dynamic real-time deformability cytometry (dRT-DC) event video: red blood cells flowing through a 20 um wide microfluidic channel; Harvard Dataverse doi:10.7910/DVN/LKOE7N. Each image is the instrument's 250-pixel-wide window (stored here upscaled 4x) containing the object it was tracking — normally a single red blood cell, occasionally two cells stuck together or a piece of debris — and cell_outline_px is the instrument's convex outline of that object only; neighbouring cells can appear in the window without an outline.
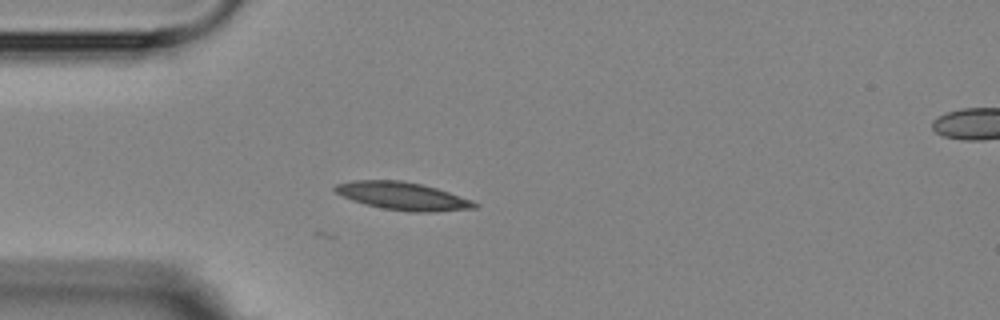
{"species": "Egyptian fruit bat (a non-hibernating species)", "species_latin": "Rousettus aegyptiacus", "temperature_condition": "room temperature", "stored_images_in_passage": 5, "segment_of_instrument_passage": [1, 2], "camera_frame_rate_fps": 3000, "um_per_image_px": 0.085, "animal": {"sex": "female"}, "frame": {"image": 1, "passage_image": 4, "time_ms": 3.333, "image_size_px": [1000, 320], "cell_outline_px": [[480, 204], [476, 208], [436, 212], [408, 212], [384, 208], [364, 204], [352, 200], [336, 192], [332, 188], [336, 184], [352, 180], [400, 180], [420, 184], [436, 188], [472, 200]], "centroid_in_image_um": [34.24, 16.67], "position_along_channel_um": 50.8, "area_um2": 22.6}}